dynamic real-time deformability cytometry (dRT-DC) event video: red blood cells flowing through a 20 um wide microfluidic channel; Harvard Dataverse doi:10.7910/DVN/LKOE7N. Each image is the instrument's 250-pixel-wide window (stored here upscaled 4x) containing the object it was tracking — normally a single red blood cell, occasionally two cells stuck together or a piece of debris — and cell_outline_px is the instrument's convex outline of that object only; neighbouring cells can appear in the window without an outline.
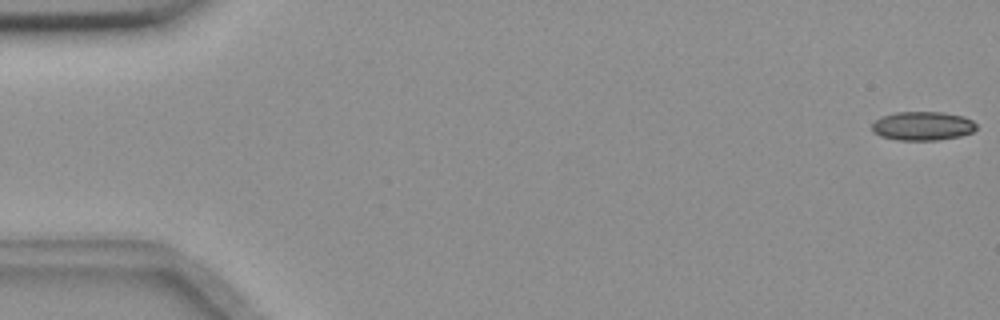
{"species": "common noctule bat (a hibernating species)", "species_latin": "Nyctalus noctula", "temperature_condition": "room temperature", "stored_images_in_passage": 11, "camera_frame_rate_fps": 3000, "um_per_image_px": 0.085, "animal": {"sex": "female", "body_mass_g": 18.4}, "frame": {"image": 1, "passage_image": 1, "time_ms": 0.0, "image_size_px": [1000, 320], "cell_outline_px": [[976, 128], [972, 132], [960, 136], [936, 140], [896, 140], [880, 136], [872, 132], [872, 124], [880, 116], [896, 112], [944, 112], [964, 116], [972, 120], [976, 124]], "centroid_in_image_um": [78.4, 10.7], "position_along_channel_um": 6.6, "area_um2": 17.69}}